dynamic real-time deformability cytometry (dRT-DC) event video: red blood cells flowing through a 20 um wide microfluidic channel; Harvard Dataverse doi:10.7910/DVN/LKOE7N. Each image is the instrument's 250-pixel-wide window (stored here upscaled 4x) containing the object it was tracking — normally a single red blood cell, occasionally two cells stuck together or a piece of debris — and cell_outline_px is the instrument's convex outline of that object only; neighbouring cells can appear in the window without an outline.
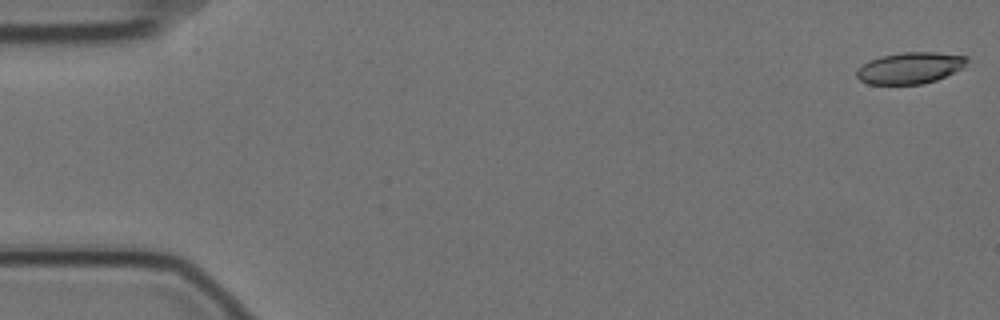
{"species": "Egyptian fruit bat (a non-hibernating species)", "species_latin": "Rousettus aegyptiacus", "temperature_condition": "cold", "stored_images_in_passage": 4, "camera_frame_rate_fps": 3000, "um_per_image_px": 0.085, "animal": {"sex": "female"}, "frame": {"image": 1, "passage_image": 1, "time_ms": 0.0, "image_size_px": [1000, 320], "cell_outline_px": [[968, 60], [964, 68], [936, 80], [920, 84], [868, 84], [860, 80], [856, 76], [856, 72], [868, 60], [880, 56], [904, 52], [936, 52], [968, 56]], "centroid_in_image_um": [77.38, 5.77], "position_along_channel_um": 7.6, "area_um2": 20.23}}